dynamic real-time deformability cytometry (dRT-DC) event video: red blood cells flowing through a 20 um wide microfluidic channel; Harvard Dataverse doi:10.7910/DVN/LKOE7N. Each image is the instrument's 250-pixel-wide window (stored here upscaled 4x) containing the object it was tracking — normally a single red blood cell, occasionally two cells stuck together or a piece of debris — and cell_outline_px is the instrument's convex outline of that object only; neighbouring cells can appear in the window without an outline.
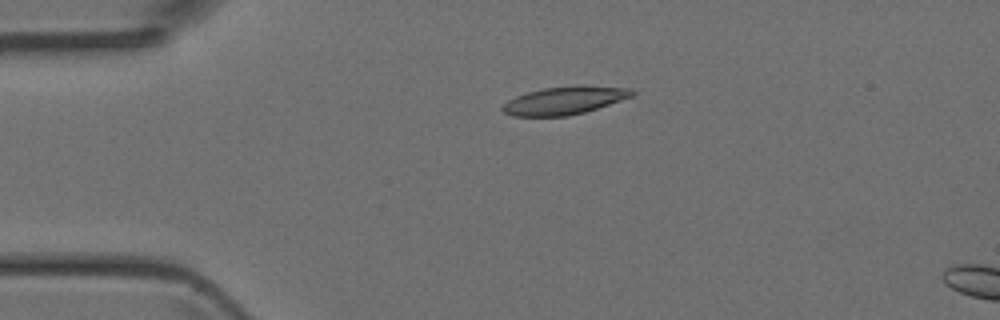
{"species": "Egyptian fruit bat (a non-hibernating species)", "species_latin": "Rousettus aegyptiacus", "temperature_condition": "room temperature", "stored_images_in_passage": 2, "camera_frame_rate_fps": 3000, "um_per_image_px": 0.085, "animal": {"sex": "female"}, "frame": {"image": 1, "passage_image": 1, "time_ms": 0.0, "image_size_px": [1000, 320], "cell_outline_px": [[636, 92], [632, 96], [584, 112], [568, 116], [512, 116], [504, 112], [500, 108], [508, 100], [516, 96], [528, 92], [544, 88], [580, 84], [584, 84], [632, 88]], "centroid_in_image_um": [48.0, 8.52], "position_along_channel_um": 37.0, "area_um2": 21.21}}